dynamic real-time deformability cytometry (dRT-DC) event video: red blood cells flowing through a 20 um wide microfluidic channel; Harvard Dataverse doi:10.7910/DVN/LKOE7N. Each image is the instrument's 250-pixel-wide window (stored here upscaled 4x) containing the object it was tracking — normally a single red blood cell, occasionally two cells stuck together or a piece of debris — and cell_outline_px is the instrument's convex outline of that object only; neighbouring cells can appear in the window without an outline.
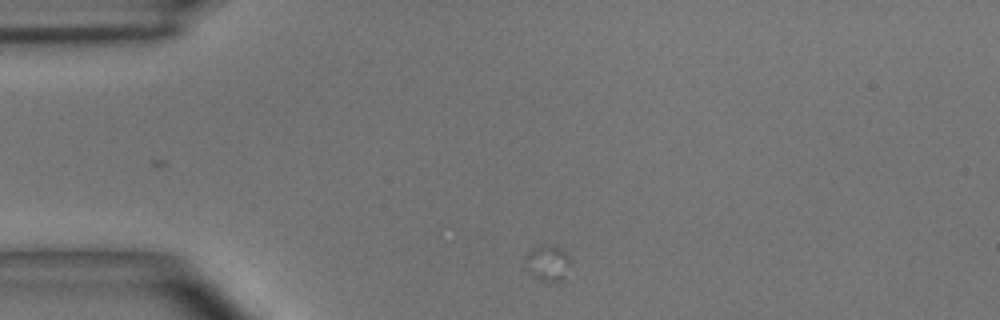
{"species": "common noctule bat (a hibernating species)", "species_latin": "Nyctalus noctula", "temperature_condition": "room temperature", "stored_images_in_passage": 2, "camera_frame_rate_fps": 3000, "um_per_image_px": 0.085, "animal": {"sex": "male", "body_mass_g": 15.6}, "frame": {"image": 1, "passage_image": 1, "time_ms": 0.0, "image_size_px": [1000, 320], "cell_outline_px": [[572, 264], [564, 280], [556, 284], [548, 284], [540, 280], [528, 272], [524, 256], [532, 248], [548, 244], [556, 244], [568, 252]], "centroid_in_image_um": [46.62, 22.38], "position_along_channel_um": 38.4, "area_um2": 10.23}}